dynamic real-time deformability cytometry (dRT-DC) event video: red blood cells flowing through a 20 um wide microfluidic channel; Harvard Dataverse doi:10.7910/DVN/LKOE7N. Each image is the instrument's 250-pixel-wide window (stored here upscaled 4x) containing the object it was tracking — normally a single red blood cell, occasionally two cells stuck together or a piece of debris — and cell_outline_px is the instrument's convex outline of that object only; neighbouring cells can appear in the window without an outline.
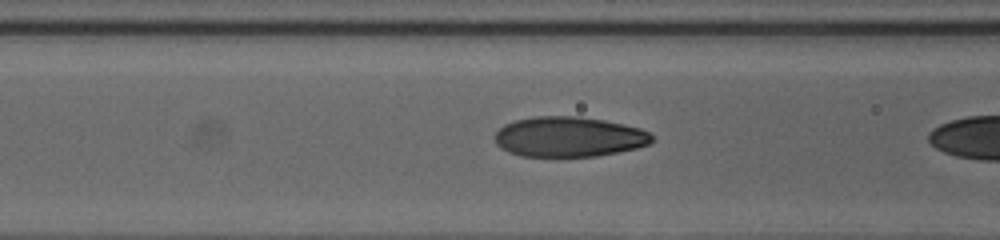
{"species": "human", "species_latin": "Homo sapiens", "temperature_condition": "cold", "stored_images_in_passage": 20, "camera_frame_rate_fps": 3000, "um_per_image_px": 0.085, "donor": {"sex": "female"}, "frame": {"image": 1, "passage_image": 19, "time_ms": 6.0, "image_size_px": [1000, 240], "cell_outline_px": [[652, 140], [648, 144], [636, 148], [596, 156], [520, 156], [508, 152], [500, 148], [496, 144], [496, 132], [504, 124], [516, 120], [536, 116], [580, 116], [604, 120], [624, 124], [640, 128], [648, 132], [652, 136]], "centroid_in_image_um": [48.33, 11.62], "position_along_channel_um": 118.3, "area_um2": 36.65}}